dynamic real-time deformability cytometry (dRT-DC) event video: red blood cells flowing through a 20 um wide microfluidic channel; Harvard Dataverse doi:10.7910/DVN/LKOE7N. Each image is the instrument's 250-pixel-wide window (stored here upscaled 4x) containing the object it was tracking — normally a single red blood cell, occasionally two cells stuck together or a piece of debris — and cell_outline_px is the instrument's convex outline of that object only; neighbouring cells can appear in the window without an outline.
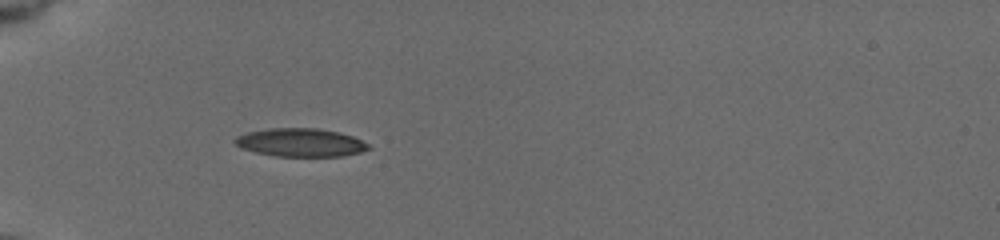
{"species": "common noctule bat (a hibernating species)", "species_latin": "Nyctalus noctula", "temperature_condition": "cold", "stored_images_in_passage": 37, "camera_frame_rate_fps": 3000, "um_per_image_px": 0.085, "animal": {"sex": "female", "body_mass_g": 19.5, "forearm_length_mm": 54.1}, "frame": {"image": 1, "passage_image": 1, "time_ms": 0.0, "image_size_px": [1000, 240], "cell_outline_px": [[372, 148], [360, 152], [344, 156], [276, 156], [256, 152], [240, 148], [232, 140], [236, 136], [248, 132], [268, 128], [316, 128], [340, 132], [352, 136], [368, 144]], "centroid_in_image_um": [25.53, 12.11], "position_along_channel_um": 59.5, "area_um2": 22.02}}
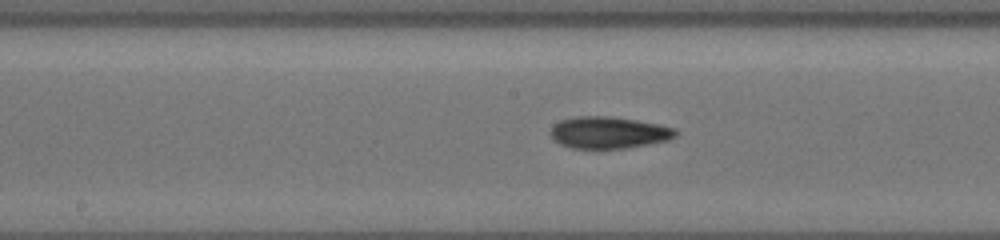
{"frame": {"image": 2, "passage_image": 20, "time_ms": 4.0, "image_size_px": [1000, 240], "cell_outline_px": [[680, 132], [676, 136], [668, 140], [648, 144], [624, 148], [572, 148], [560, 144], [552, 140], [548, 132], [560, 120], [576, 116], [608, 116], [636, 120], [660, 124], [676, 128]], "centroid_in_image_um": [51.74, 11.26], "position_along_channel_um": 196.5, "area_um2": 23.35}}
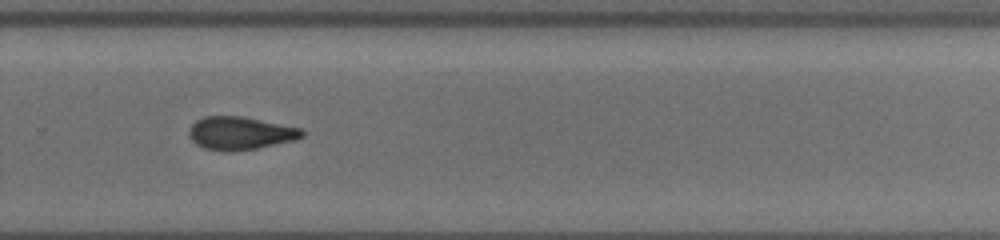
{"frame": {"image": 3, "passage_image": 36, "time_ms": 7.0, "image_size_px": [1000, 240], "cell_outline_px": [[308, 132], [304, 136], [296, 140], [256, 148], [228, 152], [204, 148], [196, 144], [188, 136], [188, 128], [196, 120], [204, 116], [244, 116], [304, 128]], "centroid_in_image_um": [20.46, 11.31], "position_along_channel_um": 309.3, "area_um2": 22.2}}